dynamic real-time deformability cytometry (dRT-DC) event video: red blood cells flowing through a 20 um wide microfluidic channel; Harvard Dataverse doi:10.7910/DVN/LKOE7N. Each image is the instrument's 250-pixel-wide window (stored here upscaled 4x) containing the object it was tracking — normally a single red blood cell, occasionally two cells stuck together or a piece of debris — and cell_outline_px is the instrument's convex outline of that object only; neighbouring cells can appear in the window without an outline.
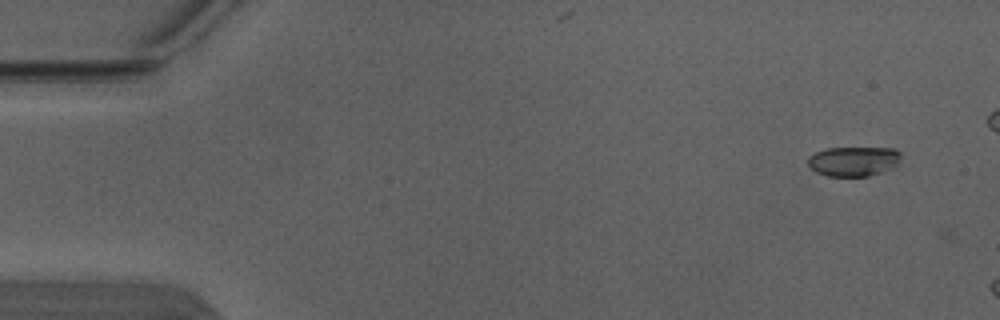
{"species": "Egyptian fruit bat (a non-hibernating species)", "species_latin": "Rousettus aegyptiacus", "temperature_condition": "warm", "stored_images_in_passage": 5, "segment_of_instrument_passage": [2, 2], "camera_frame_rate_fps": 3000, "um_per_image_px": 0.085, "animal": {"sex": "male"}, "frame": {"image": 1, "passage_image": 5, "time_ms": 1.333, "image_size_px": [1000, 320], "cell_outline_px": [[900, 156], [896, 164], [892, 168], [868, 176], [828, 176], [816, 172], [808, 164], [808, 156], [816, 152], [828, 148], [896, 148], [900, 152]], "centroid_in_image_um": [72.54, 13.7], "position_along_channel_um": 12.5, "area_um2": 15.95}}